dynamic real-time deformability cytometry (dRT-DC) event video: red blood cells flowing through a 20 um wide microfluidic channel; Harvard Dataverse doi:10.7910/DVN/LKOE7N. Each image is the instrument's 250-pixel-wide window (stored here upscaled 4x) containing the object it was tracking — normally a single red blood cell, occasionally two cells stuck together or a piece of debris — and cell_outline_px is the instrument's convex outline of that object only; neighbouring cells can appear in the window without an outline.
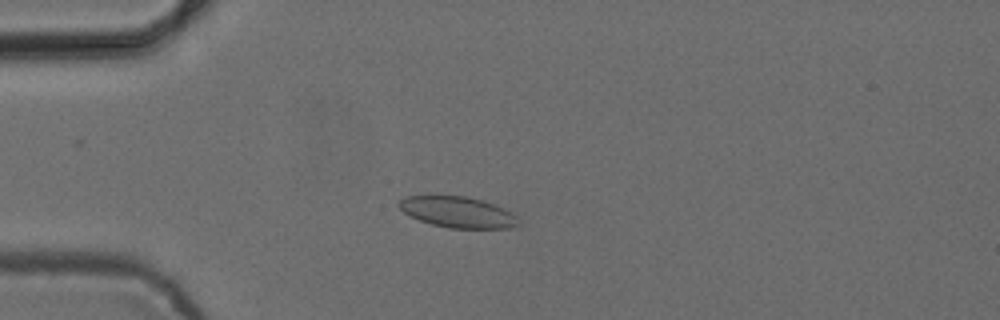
{"species": "common noctule bat (a hibernating species)", "species_latin": "Nyctalus noctula", "temperature_condition": "cold", "stored_images_in_passage": 45, "camera_frame_rate_fps": 3000, "um_per_image_px": 0.085, "animal": {"sex": "female", "body_mass_g": 24.6, "forearm_length_mm": 56.2}, "frame": {"image": 1, "passage_image": 6, "time_ms": 1.667, "image_size_px": [1000, 320], "cell_outline_px": [[520, 224], [516, 228], [448, 228], [432, 224], [420, 220], [404, 212], [396, 204], [404, 196], [468, 196], [484, 200], [504, 208], [516, 216], [520, 220]], "centroid_in_image_um": [38.95, 18.03], "position_along_channel_um": 46.1, "area_um2": 21.68}}
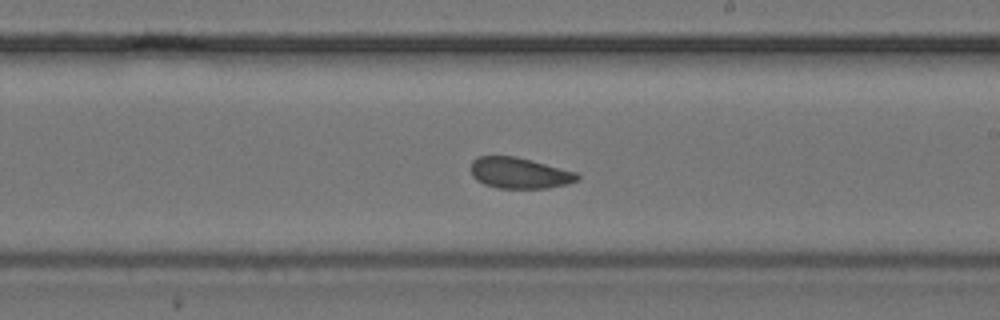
{"frame": {"image": 2, "passage_image": 23, "time_ms": 7.333, "image_size_px": [1000, 320], "cell_outline_px": [[580, 180], [568, 184], [548, 188], [496, 188], [484, 184], [476, 180], [472, 176], [472, 160], [476, 156], [516, 156], [532, 160], [576, 172], [580, 176]], "centroid_in_image_um": [44.16, 14.71], "position_along_channel_um": 244.8, "area_um2": 19.36}}
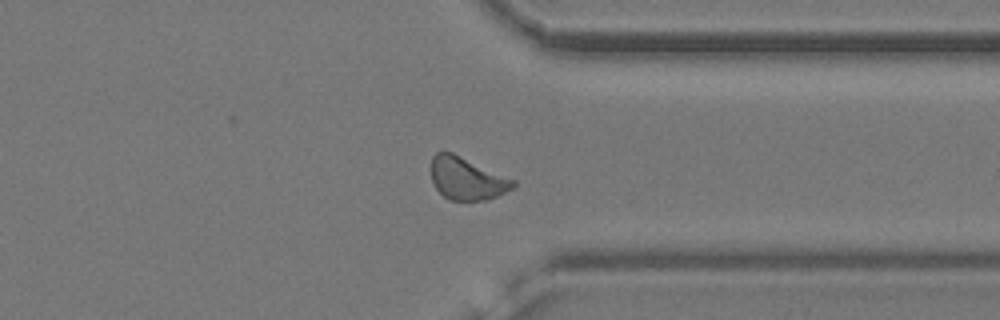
{"frame": {"image": 3, "passage_image": 33, "time_ms": 10.667, "image_size_px": [1000, 320], "cell_outline_px": [[516, 184], [512, 188], [488, 200], [448, 200], [436, 188], [432, 180], [432, 156], [436, 152], [452, 152], [516, 180]], "centroid_in_image_um": [39.69, 15.17], "position_along_channel_um": 371.7, "area_um2": 20.17}, "authors_computed_cell_mechanics": {"area_um2": 20.0566, "velocity_mm_per_s": 3.8562, "shape_relaxation_time_tau1_ms": 3.0007, "shape_relaxation_time_tau2_ms": 1.6612, "deformation_change_tau1": 0.0571, "deformation_change_tau2": 0.0573}}